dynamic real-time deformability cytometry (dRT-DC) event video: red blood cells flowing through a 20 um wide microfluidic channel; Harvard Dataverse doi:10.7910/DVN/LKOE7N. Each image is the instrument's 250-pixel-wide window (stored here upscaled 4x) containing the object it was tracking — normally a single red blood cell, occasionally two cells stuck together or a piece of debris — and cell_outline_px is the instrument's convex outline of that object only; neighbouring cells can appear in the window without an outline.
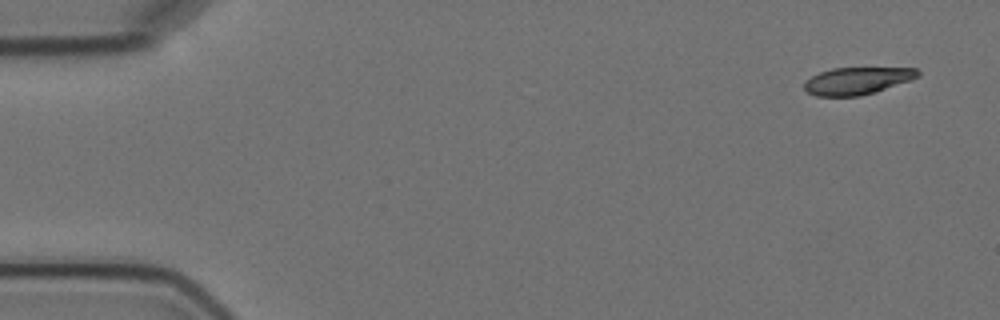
{"species": "Egyptian fruit bat (a non-hibernating species)", "species_latin": "Rousettus aegyptiacus", "temperature_condition": "cold", "stored_images_in_passage": 6, "camera_frame_rate_fps": 3000, "um_per_image_px": 0.085, "animal": {"sex": "female"}, "frame": {"image": 1, "passage_image": 1, "time_ms": 0.0, "image_size_px": [1000, 320], "cell_outline_px": [[920, 76], [912, 80], [876, 92], [860, 96], [816, 96], [808, 92], [804, 88], [804, 84], [812, 76], [820, 72], [832, 68], [916, 68], [920, 72]], "centroid_in_image_um": [72.9, 6.87], "position_along_channel_um": 12.1, "area_um2": 18.03}}
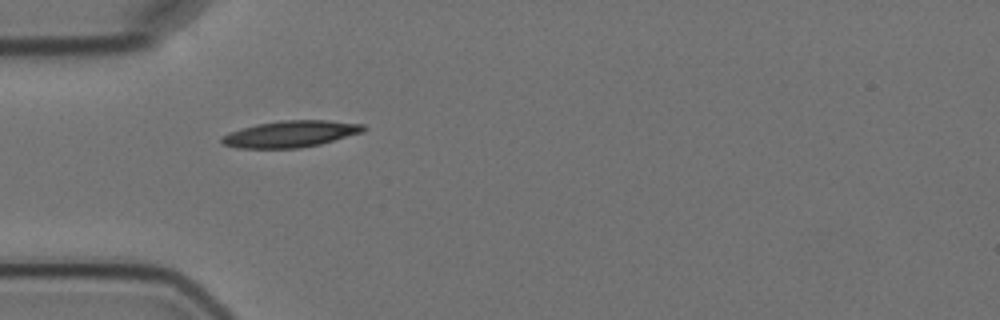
{"frame": {"image": 2, "passage_image": 5, "time_ms": 4.667, "image_size_px": [1000, 320], "cell_outline_px": [[368, 128], [364, 132], [320, 144], [300, 148], [236, 148], [224, 144], [220, 140], [220, 136], [228, 132], [240, 128], [256, 124], [280, 120], [328, 120], [364, 124]], "centroid_in_image_um": [24.7, 11.38], "position_along_channel_um": 60.3, "area_um2": 22.2}}
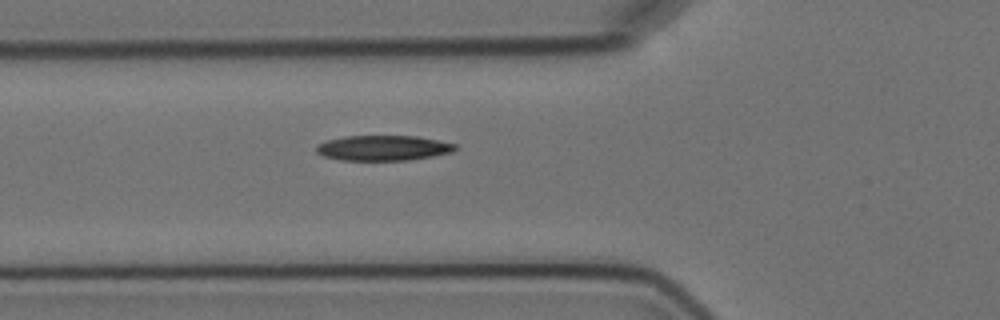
{"frame": {"image": 3, "passage_image": 6, "time_ms": 5.667, "image_size_px": [1000, 320], "cell_outline_px": [[460, 148], [452, 152], [432, 156], [408, 160], [340, 160], [324, 156], [316, 152], [316, 144], [328, 140], [344, 136], [416, 136], [456, 144]], "centroid_in_image_um": [32.57, 12.58], "position_along_channel_um": 93.2, "area_um2": 20.4}}